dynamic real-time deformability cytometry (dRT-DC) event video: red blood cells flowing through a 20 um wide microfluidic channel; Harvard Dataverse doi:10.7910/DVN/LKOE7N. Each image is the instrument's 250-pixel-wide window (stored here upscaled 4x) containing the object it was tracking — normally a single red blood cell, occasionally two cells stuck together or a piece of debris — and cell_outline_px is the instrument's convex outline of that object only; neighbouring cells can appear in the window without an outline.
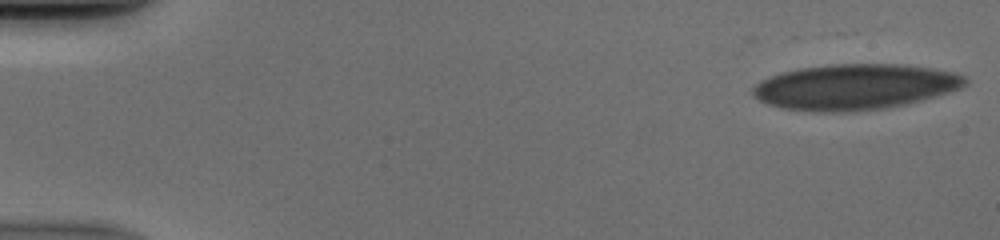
{"species": "human", "species_latin": "Homo sapiens", "temperature_condition": "cold", "stored_images_in_passage": 50, "camera_frame_rate_fps": 3000, "um_per_image_px": 0.085, "donor": {"sex": "male"}, "frame": {"image": 1, "passage_image": 1, "time_ms": 0.0, "image_size_px": [1000, 240], "cell_outline_px": [[968, 84], [960, 88], [948, 92], [920, 100], [904, 104], [884, 108], [848, 112], [812, 112], [780, 108], [768, 104], [752, 96], [752, 88], [760, 80], [784, 72], [804, 68], [832, 64], [900, 64], [932, 68], [952, 72], [964, 76], [968, 80]], "centroid_in_image_um": [72.64, 7.39], "position_along_channel_um": 12.4, "area_um2": 56.24}}
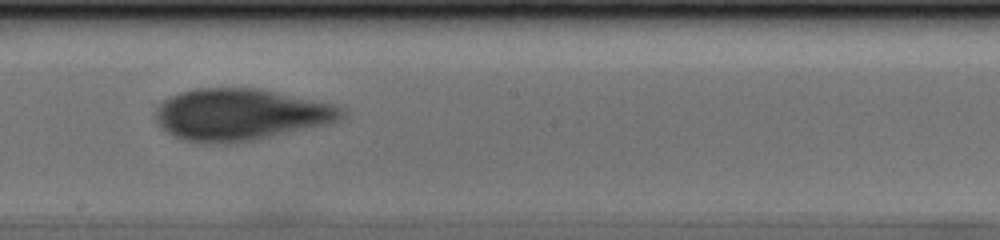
{"frame": {"image": 2, "passage_image": 29, "time_ms": 9.333, "image_size_px": [1000, 240], "cell_outline_px": [[348, 112], [340, 120], [328, 124], [248, 140], [208, 144], [200, 144], [180, 140], [172, 136], [160, 128], [156, 124], [156, 104], [180, 92], [196, 88], [260, 88], [332, 104], [344, 108]], "centroid_in_image_um": [20.38, 9.73], "position_along_channel_um": 227.8, "area_um2": 56.12}}
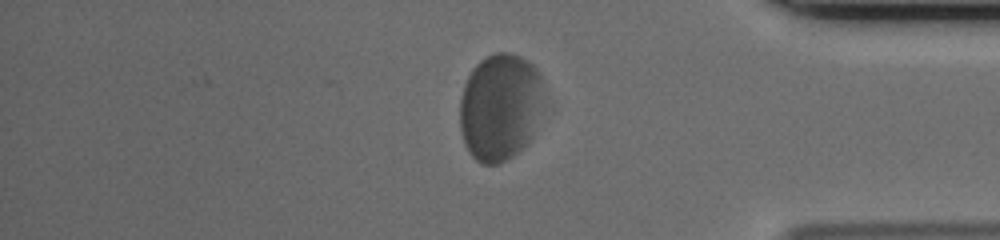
{"frame": {"image": 3, "passage_image": 43, "time_ms": 14.0, "image_size_px": [1000, 240], "cell_outline_px": [[544, 100], [540, 112], [532, 132], [528, 140], [512, 156], [496, 164], [480, 164], [468, 152], [460, 132], [460, 100], [464, 84], [472, 68], [480, 60], [496, 52], [512, 52], [528, 60], [536, 68], [540, 76]], "centroid_in_image_um": [42.48, 9.06], "position_along_channel_um": 392.7, "area_um2": 52.48}}